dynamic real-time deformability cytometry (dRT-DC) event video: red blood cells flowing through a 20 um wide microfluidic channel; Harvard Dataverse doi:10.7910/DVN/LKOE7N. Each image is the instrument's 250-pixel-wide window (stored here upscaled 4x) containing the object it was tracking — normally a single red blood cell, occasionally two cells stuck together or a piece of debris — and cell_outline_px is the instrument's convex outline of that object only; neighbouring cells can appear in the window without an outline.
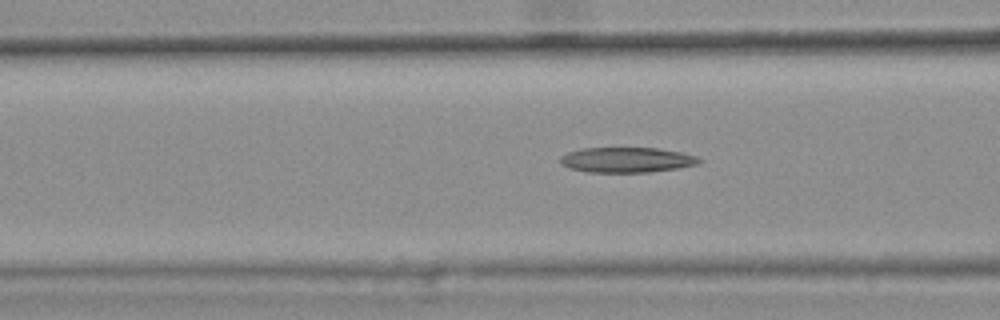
{"species": "common noctule bat (a hibernating species)", "species_latin": "Nyctalus noctula", "temperature_condition": "warm", "stored_images_in_passage": 46, "camera_frame_rate_fps": 3000, "um_per_image_px": 0.085, "animal": {"sex": "female", "body_mass_g": 25.1}, "frame": {"image": 1, "passage_image": 20, "time_ms": 6.333, "image_size_px": [1000, 320], "cell_outline_px": [[704, 160], [696, 164], [676, 168], [648, 172], [588, 172], [568, 168], [560, 164], [560, 156], [568, 152], [580, 148], [660, 148], [680, 152], [696, 156]], "centroid_in_image_um": [53.23, 13.58], "position_along_channel_um": 113.4, "area_um2": 20.4}}